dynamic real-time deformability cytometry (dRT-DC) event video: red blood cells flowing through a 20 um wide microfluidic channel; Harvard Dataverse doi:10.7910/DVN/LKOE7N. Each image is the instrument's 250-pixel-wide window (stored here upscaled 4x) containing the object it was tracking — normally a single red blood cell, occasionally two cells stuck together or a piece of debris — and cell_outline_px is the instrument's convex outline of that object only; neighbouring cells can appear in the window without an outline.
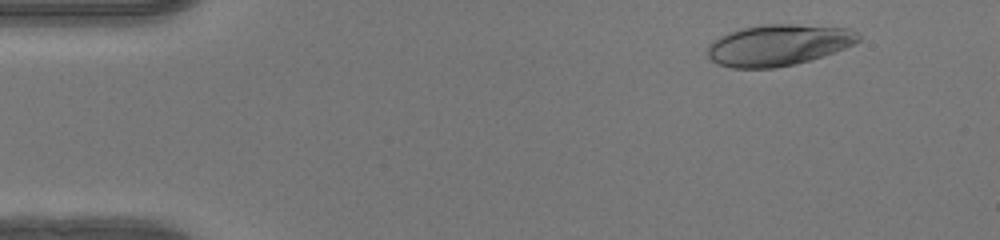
{"species": "human", "species_latin": "Homo sapiens", "temperature_condition": "warm", "stored_images_in_passage": 50, "camera_frame_rate_fps": 3000, "um_per_image_px": 0.085, "donor": {"sex": "female"}, "frame": {"image": 1, "passage_image": 5, "time_ms": 1.333, "image_size_px": [1000, 240], "cell_outline_px": [[860, 40], [856, 44], [824, 56], [796, 64], [772, 68], [732, 68], [716, 64], [708, 56], [708, 44], [712, 40], [728, 32], [744, 28], [764, 24], [796, 24], [848, 28], [856, 32], [860, 36]], "centroid_in_image_um": [66.17, 3.83], "position_along_channel_um": 18.8, "area_um2": 36.47}}
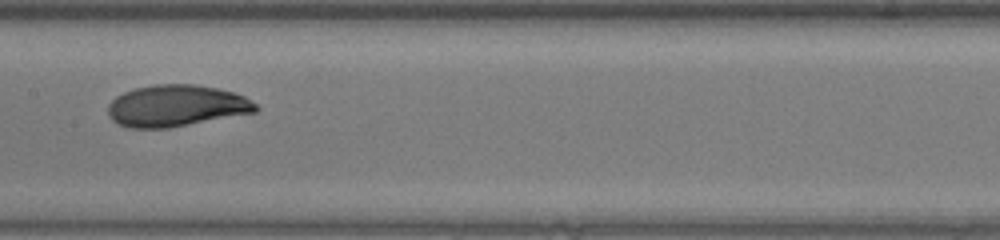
{"frame": {"image": 2, "passage_image": 25, "time_ms": 8.0, "image_size_px": [1000, 240], "cell_outline_px": [[260, 108], [256, 112], [168, 128], [128, 128], [116, 124], [108, 116], [108, 104], [116, 96], [124, 92], [136, 88], [152, 84], [192, 84], [216, 88], [232, 92], [244, 96], [256, 104]], "centroid_in_image_um": [14.95, 9.0], "position_along_channel_um": 192.5, "area_um2": 35.89}}
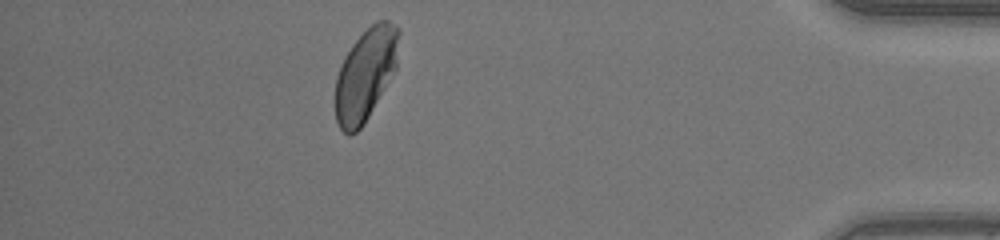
{"frame": {"image": 3, "passage_image": 44, "time_ms": 14.333, "image_size_px": [1000, 240], "cell_outline_px": [[400, 32], [396, 68], [364, 124], [356, 132], [348, 136], [340, 128], [336, 120], [336, 76], [340, 64], [344, 56], [352, 44], [376, 20], [388, 20], [396, 24], [400, 28]], "centroid_in_image_um": [31.08, 6.3], "position_along_channel_um": 404.1, "area_um2": 34.04}, "authors_computed_cell_mechanics": {"area_um2": 35.3736, "velocity_mm_per_s": 4.1282, "shape_relaxation_time_tau1_ms": 5.4139, "shape_relaxation_time_tau2_ms": null, "deformation_change_tau1": 0.2152, "deformation_change_tau2": null}}